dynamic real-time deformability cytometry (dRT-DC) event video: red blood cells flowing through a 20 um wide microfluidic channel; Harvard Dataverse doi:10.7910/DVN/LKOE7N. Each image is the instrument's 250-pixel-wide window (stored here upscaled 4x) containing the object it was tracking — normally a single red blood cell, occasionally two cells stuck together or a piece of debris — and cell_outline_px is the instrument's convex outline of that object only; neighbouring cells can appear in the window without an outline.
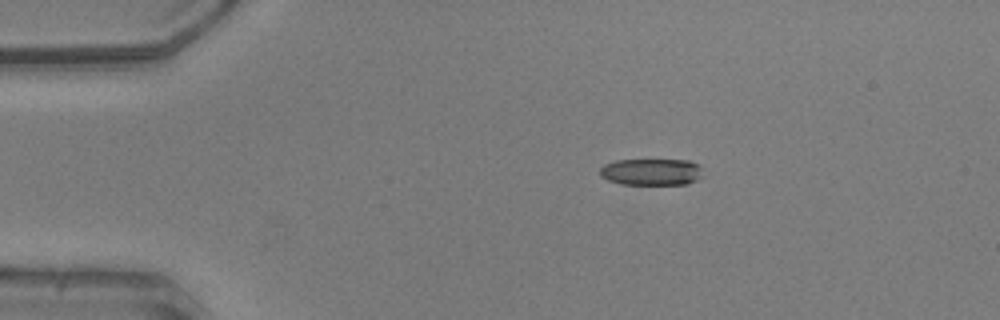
{"species": "common noctule bat (a hibernating species)", "species_latin": "Nyctalus noctula", "temperature_condition": "warm", "stored_images_in_passage": 43, "camera_frame_rate_fps": 3000, "um_per_image_px": 0.085, "animal": {"sex": "male", "body_mass_g": 20.5, "forearm_length_mm": 52.5}, "frame": {"image": 1, "passage_image": 1, "time_ms": 0.0, "image_size_px": [1000, 320], "cell_outline_px": [[704, 176], [688, 184], [620, 184], [608, 180], [600, 176], [600, 168], [604, 164], [616, 160], [688, 160], [700, 164]], "centroid_in_image_um": [55.4, 14.61], "position_along_channel_um": 29.6, "area_um2": 16.24}}
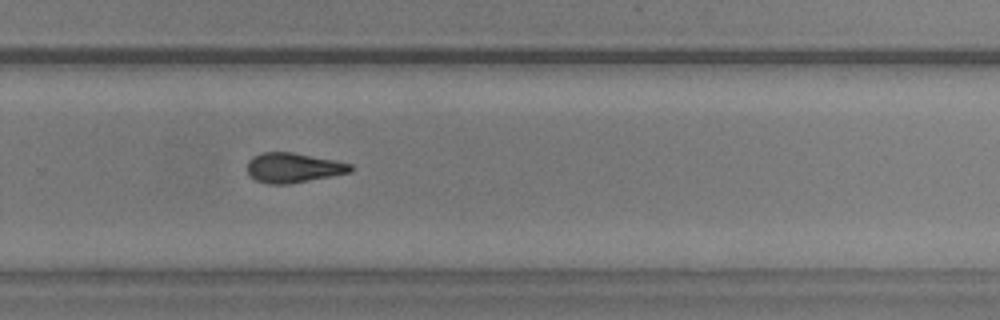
{"frame": {"image": 2, "passage_image": 26, "time_ms": 8.333, "image_size_px": [1000, 320], "cell_outline_px": [[352, 172], [332, 176], [288, 184], [268, 184], [256, 180], [248, 176], [248, 160], [252, 156], [264, 152], [292, 152], [352, 164]], "centroid_in_image_um": [24.9, 14.26], "position_along_channel_um": 304.9, "area_um2": 17.86}}
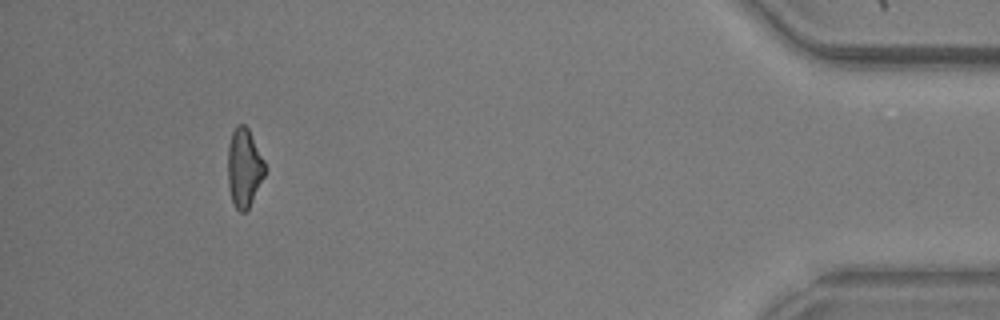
{"frame": {"image": 3, "passage_image": 39, "time_ms": 12.667, "image_size_px": [1000, 320], "cell_outline_px": [[268, 168], [248, 208], [244, 212], [240, 212], [236, 208], [232, 200], [228, 184], [228, 144], [232, 132], [236, 124], [244, 124], [248, 128]], "centroid_in_image_um": [20.76, 14.22], "position_along_channel_um": 414.4, "area_um2": 16.99}, "authors_computed_cell_mechanics": {"area_um2": 17.8602, "velocity_mm_per_s": 3.9833, "shape_relaxation_time_tau1_ms": 8.9679, "shape_relaxation_time_tau2_ms": 6.8325, "deformation_change_tau1": 0.245, "deformation_change_tau2": 0.1973}}